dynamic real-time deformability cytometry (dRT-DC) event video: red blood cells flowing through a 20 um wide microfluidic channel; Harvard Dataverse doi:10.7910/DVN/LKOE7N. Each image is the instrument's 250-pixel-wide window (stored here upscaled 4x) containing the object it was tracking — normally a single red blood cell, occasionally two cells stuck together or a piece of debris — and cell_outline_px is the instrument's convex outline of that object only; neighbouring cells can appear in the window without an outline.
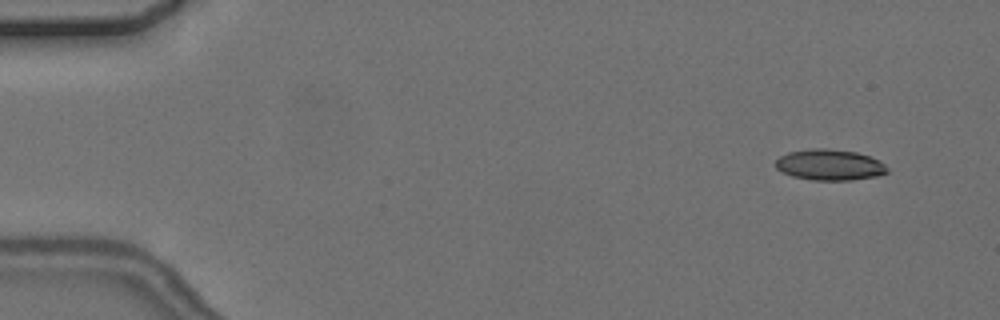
{"species": "common noctule bat (a hibernating species)", "species_latin": "Nyctalus noctula", "temperature_condition": "cold", "stored_images_in_passage": 4, "camera_frame_rate_fps": 3000, "um_per_image_px": 0.085, "animal": {"sex": "female", "body_mass_g": 24.6, "forearm_length_mm": 56.2}, "frame": {"image": 1, "passage_image": 1, "time_ms": 0.0, "image_size_px": [1000, 320], "cell_outline_px": [[888, 172], [876, 176], [852, 180], [812, 180], [792, 176], [780, 172], [776, 168], [776, 160], [780, 156], [788, 152], [808, 148], [824, 148], [856, 152], [880, 160], [888, 168]], "centroid_in_image_um": [70.5, 14.01], "position_along_channel_um": 14.5, "area_um2": 20.23}}
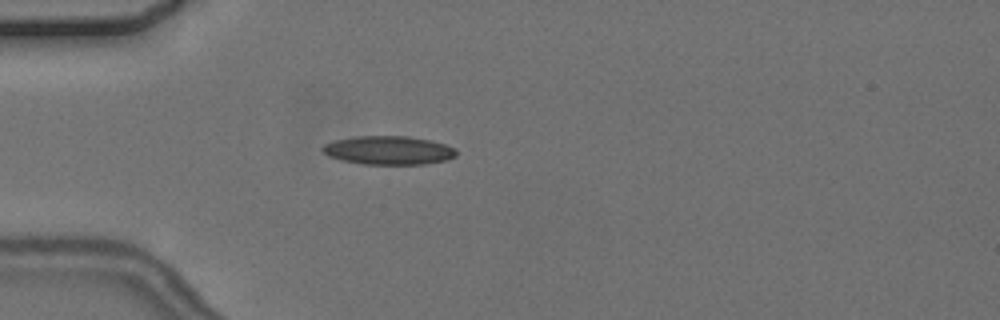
{"frame": {"image": 2, "passage_image": 4, "time_ms": 4.0, "image_size_px": [1000, 320], "cell_outline_px": [[456, 156], [448, 160], [424, 164], [364, 164], [344, 160], [328, 156], [320, 148], [324, 144], [336, 140], [356, 136], [408, 136], [432, 140], [456, 148]], "centroid_in_image_um": [33.06, 12.77], "position_along_channel_um": 51.9, "area_um2": 22.31}}